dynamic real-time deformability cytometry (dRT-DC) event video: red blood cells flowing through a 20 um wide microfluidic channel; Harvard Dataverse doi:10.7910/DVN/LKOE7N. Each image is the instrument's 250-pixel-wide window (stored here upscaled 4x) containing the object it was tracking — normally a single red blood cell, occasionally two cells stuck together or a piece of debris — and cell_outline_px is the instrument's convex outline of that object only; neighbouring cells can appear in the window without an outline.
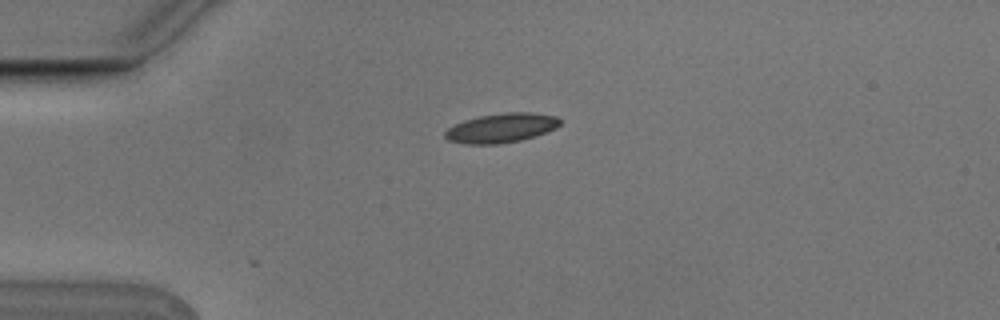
{"species": "Egyptian fruit bat (a non-hibernating species)", "species_latin": "Rousettus aegyptiacus", "temperature_condition": "cold", "stored_images_in_passage": 2, "camera_frame_rate_fps": 3000, "um_per_image_px": 0.085, "animal": {"sex": "male"}, "frame": {"image": 1, "passage_image": 1, "time_ms": 0.0, "image_size_px": [1000, 320], "cell_outline_px": [[560, 124], [556, 128], [548, 132], [536, 136], [520, 140], [500, 144], [464, 144], [448, 140], [444, 136], [444, 132], [448, 128], [464, 120], [480, 116], [508, 112], [528, 112], [556, 116], [560, 120]], "centroid_in_image_um": [42.61, 10.88], "position_along_channel_um": 42.4, "area_um2": 19.65}}